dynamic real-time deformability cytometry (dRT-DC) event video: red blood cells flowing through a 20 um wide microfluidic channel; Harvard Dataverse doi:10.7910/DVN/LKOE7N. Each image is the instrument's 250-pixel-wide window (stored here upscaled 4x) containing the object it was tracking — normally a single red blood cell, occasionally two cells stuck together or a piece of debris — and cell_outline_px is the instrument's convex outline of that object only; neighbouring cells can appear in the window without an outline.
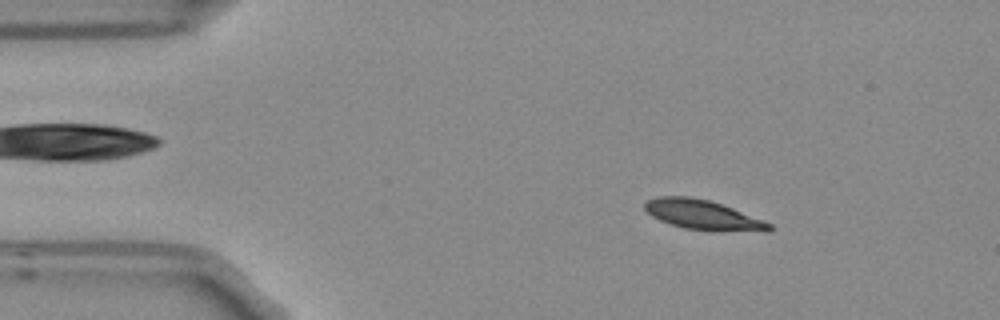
{"species": "Egyptian fruit bat (a non-hibernating species)", "species_latin": "Rousettus aegyptiacus", "temperature_condition": "room temperature", "stored_images_in_passage": 46, "camera_frame_rate_fps": 3000, "um_per_image_px": 0.085, "frame": {"image": 1, "passage_image": 1, "time_ms": 0.0, "image_size_px": [1000, 320], "cell_outline_px": [[772, 228], [768, 232], [684, 228], [660, 220], [652, 216], [644, 208], [644, 204], [648, 200], [660, 196], [688, 196], [708, 200], [732, 208], [772, 224]], "centroid_in_image_um": [59.73, 18.25], "position_along_channel_um": 25.3, "area_um2": 20.87}}
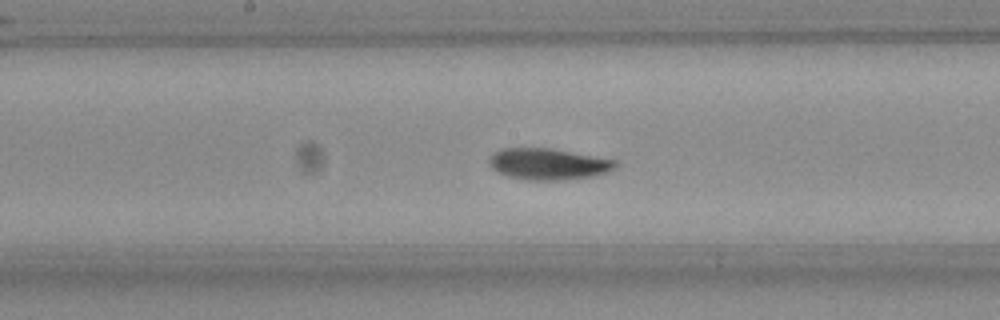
{"frame": {"image": 2, "passage_image": 20, "time_ms": 6.333, "image_size_px": [1000, 320], "cell_outline_px": [[616, 168], [608, 172], [592, 176], [560, 180], [528, 180], [508, 176], [496, 172], [488, 164], [488, 156], [492, 152], [504, 148], [552, 148], [616, 160]], "centroid_in_image_um": [46.55, 13.93], "position_along_channel_um": 201.6, "area_um2": 23.24}}
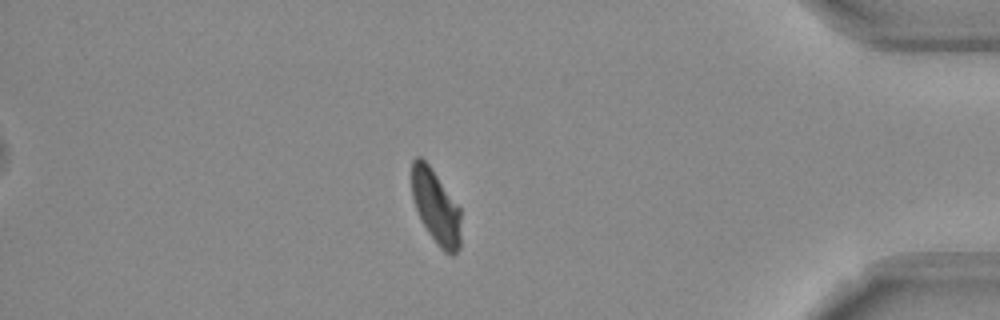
{"frame": {"image": 3, "passage_image": 39, "time_ms": 12.667, "image_size_px": [1000, 320], "cell_outline_px": [[460, 248], [452, 256], [444, 252], [440, 248], [428, 232], [416, 208], [412, 196], [412, 160], [416, 156], [420, 156], [428, 164], [460, 208]], "centroid_in_image_um": [37.05, 17.6], "position_along_channel_um": 398.1, "area_um2": 20.87}, "authors_computed_cell_mechanics": {"area_um2": 22.4553, "velocity_mm_per_s": 3.7395, "shape_relaxation_time_tau1_ms": 5.5636, "shape_relaxation_time_tau2_ms": 9.2787, "deformation_change_tau1": 0.1482, "deformation_change_tau2": 0.1172}}